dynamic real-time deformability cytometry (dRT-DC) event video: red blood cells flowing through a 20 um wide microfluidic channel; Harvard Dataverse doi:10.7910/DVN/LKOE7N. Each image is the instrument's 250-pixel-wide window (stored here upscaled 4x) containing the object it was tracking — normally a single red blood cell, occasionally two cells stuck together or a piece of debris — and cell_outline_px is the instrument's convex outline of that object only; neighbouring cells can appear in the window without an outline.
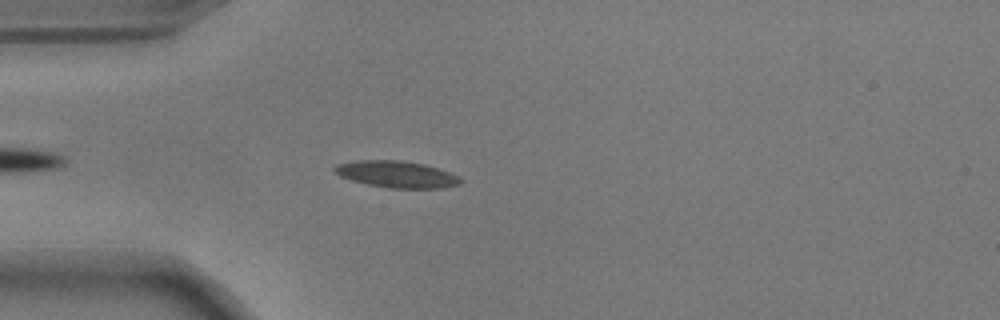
{"species": "common noctule bat (a hibernating species)", "species_latin": "Nyctalus noctula", "temperature_condition": "warm", "stored_images_in_passage": 46, "camera_frame_rate_fps": 3000, "um_per_image_px": 0.085, "animal": {"sex": "male", "body_mass_g": 17.9}, "frame": {"image": 1, "passage_image": 6, "time_ms": 1.667, "image_size_px": [1000, 320], "cell_outline_px": [[464, 180], [460, 184], [440, 188], [388, 188], [368, 184], [352, 180], [340, 176], [332, 168], [336, 164], [356, 160], [400, 160], [424, 164], [448, 172]], "centroid_in_image_um": [33.68, 14.81], "position_along_channel_um": 51.3, "area_um2": 19.42}}
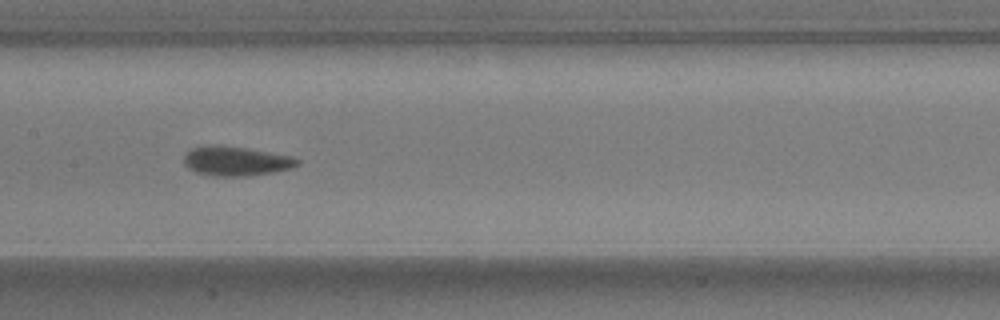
{"frame": {"image": 2, "passage_image": 18, "time_ms": 5.667, "image_size_px": [1000, 320], "cell_outline_px": [[300, 164], [288, 168], [272, 172], [244, 176], [216, 176], [196, 172], [188, 168], [184, 164], [184, 156], [192, 148], [248, 148], [292, 156], [300, 160]], "centroid_in_image_um": [20.11, 13.73], "position_along_channel_um": 187.3, "area_um2": 18.5}}
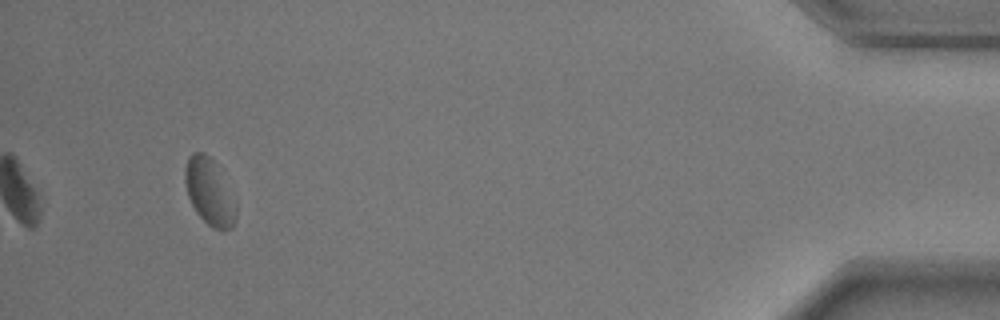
{"frame": {"image": 3, "passage_image": 43, "time_ms": 14.0, "image_size_px": [1000, 320], "cell_outline_px": [[236, 220], [232, 228], [212, 228], [196, 212], [188, 196], [184, 180], [184, 168], [188, 156], [192, 152], [204, 152], [216, 164], [236, 204]], "centroid_in_image_um": [17.77, 16.29], "position_along_channel_um": 417.4, "area_um2": 19.48}, "authors_computed_cell_mechanics": {"area_um2": 18.8428, "velocity_mm_per_s": 3.6184, "shape_relaxation_time_tau1_ms": 6.4996, "shape_relaxation_time_tau2_ms": 1.8263, "deformation_change_tau1": 0.1567, "deformation_change_tau2": 0.0653}}